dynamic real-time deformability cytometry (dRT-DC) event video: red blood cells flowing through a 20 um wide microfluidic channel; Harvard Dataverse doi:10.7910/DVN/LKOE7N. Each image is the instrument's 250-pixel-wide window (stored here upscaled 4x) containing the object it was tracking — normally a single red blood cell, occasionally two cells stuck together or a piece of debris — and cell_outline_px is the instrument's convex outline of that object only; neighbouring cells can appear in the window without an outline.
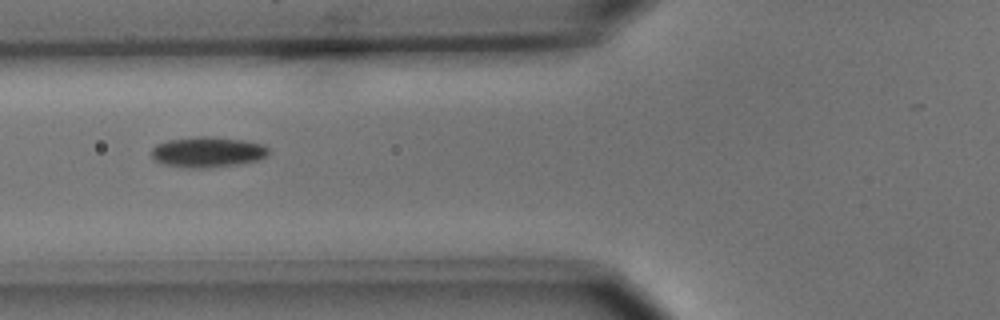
{"species": "common noctule bat (a hibernating species)", "species_latin": "Nyctalus noctula", "temperature_condition": "cold", "stored_images_in_passage": 6, "camera_frame_rate_fps": 3000, "um_per_image_px": 0.085, "animal": {"sex": "male", "body_mass_g": 15.6}, "frame": {"image": 1, "passage_image": 6, "time_ms": 5.667, "image_size_px": [1000, 320], "cell_outline_px": [[272, 152], [268, 156], [260, 160], [240, 164], [212, 168], [188, 168], [164, 164], [156, 160], [152, 156], [152, 148], [156, 144], [168, 140], [196, 136], [212, 136], [244, 140], [264, 144]], "centroid_in_image_um": [17.72, 12.92], "position_along_channel_um": 108.1, "area_um2": 21.27}}